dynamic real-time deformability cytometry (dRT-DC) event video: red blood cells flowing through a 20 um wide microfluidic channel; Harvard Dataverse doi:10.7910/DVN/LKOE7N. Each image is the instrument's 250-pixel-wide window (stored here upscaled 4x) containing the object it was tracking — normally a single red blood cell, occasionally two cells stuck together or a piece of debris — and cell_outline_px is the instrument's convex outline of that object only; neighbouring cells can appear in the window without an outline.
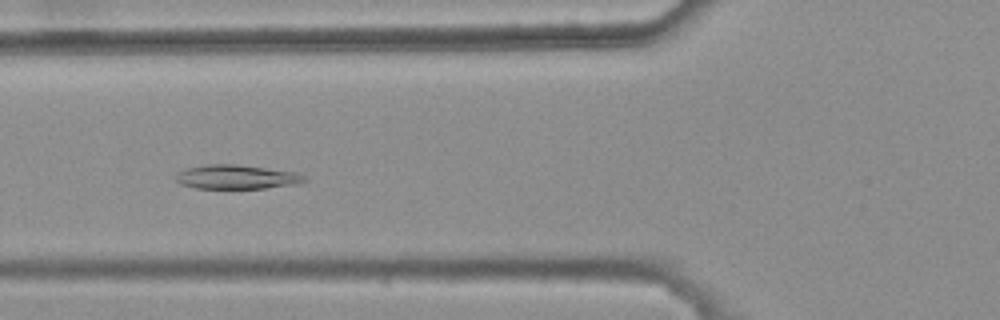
{"species": "common noctule bat (a hibernating species)", "species_latin": "Nyctalus noctula", "temperature_condition": "warm", "stored_images_in_passage": 43, "camera_frame_rate_fps": 3000, "um_per_image_px": 0.085, "animal": {"sex": "female", "body_mass_g": 25.1}, "frame": {"image": 1, "passage_image": 18, "time_ms": 5.667, "image_size_px": [1000, 320], "cell_outline_px": [[308, 180], [296, 184], [264, 188], [196, 188], [180, 184], [176, 180], [176, 176], [180, 172], [188, 168], [208, 164], [236, 164], [300, 172]], "centroid_in_image_um": [20.16, 15.03], "position_along_channel_um": 105.6, "area_um2": 18.03}}
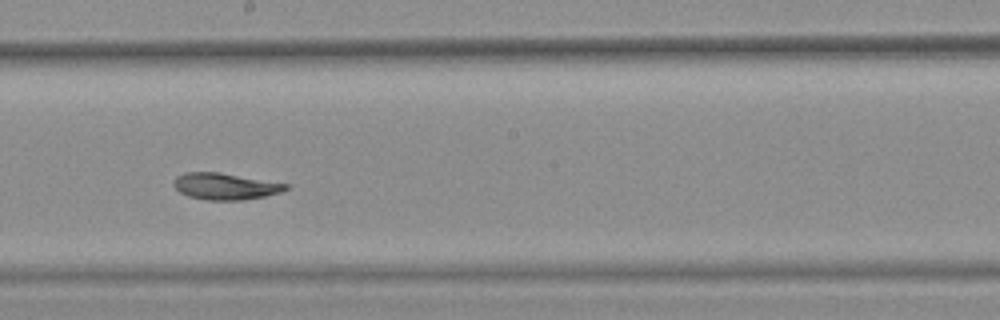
{"frame": {"image": 2, "passage_image": 28, "time_ms": 9.0, "image_size_px": [1000, 320], "cell_outline_px": [[288, 188], [280, 192], [264, 196], [244, 200], [208, 200], [188, 196], [180, 192], [172, 184], [176, 176], [184, 172], [220, 172], [288, 184]], "centroid_in_image_um": [19.11, 15.83], "position_along_channel_um": 229.1, "area_um2": 17.28}}
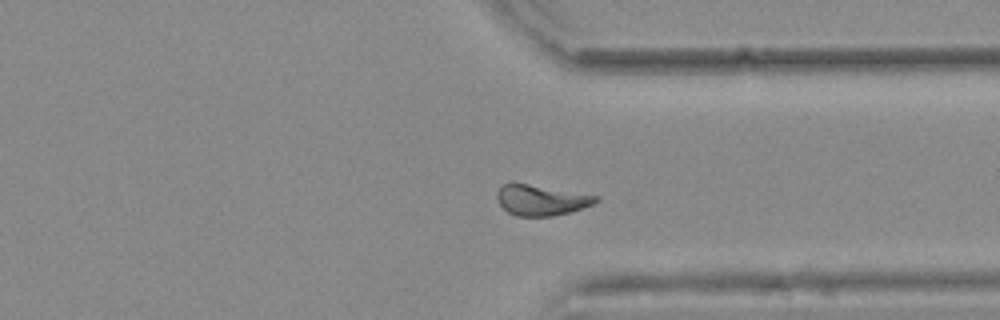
{"frame": {"image": 3, "passage_image": 39, "time_ms": 12.667, "image_size_px": [1000, 320], "cell_outline_px": [[600, 200], [592, 204], [572, 212], [552, 216], [516, 216], [508, 212], [500, 204], [496, 196], [496, 192], [504, 184], [512, 180], [600, 196]], "centroid_in_image_um": [45.99, 16.97], "position_along_channel_um": 365.4, "area_um2": 18.09}, "authors_computed_cell_mechanics": {"area_um2": 18.0336, "velocity_mm_per_s": 3.7059, "shape_relaxation_time_tau1_ms": 6.6637, "shape_relaxation_time_tau2_ms": 5.1544, "deformation_change_tau1": 0.1459, "deformation_change_tau2": 0.0959}}